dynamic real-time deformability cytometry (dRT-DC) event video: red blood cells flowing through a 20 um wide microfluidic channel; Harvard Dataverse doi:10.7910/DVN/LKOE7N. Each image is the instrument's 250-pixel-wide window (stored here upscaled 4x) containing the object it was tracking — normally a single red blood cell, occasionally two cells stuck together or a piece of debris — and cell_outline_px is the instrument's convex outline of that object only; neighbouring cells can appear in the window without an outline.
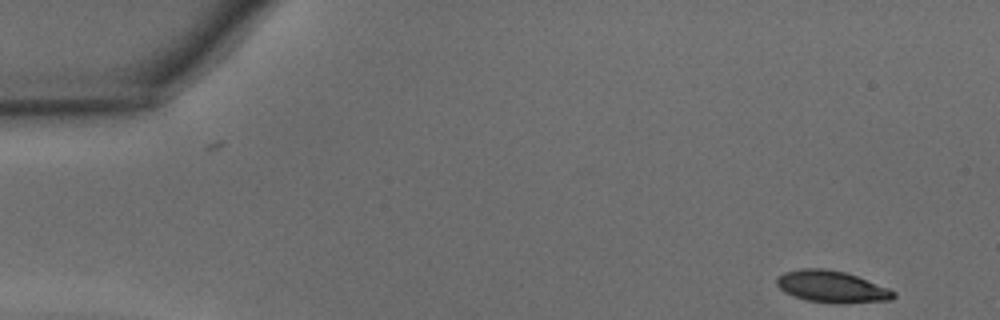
{"species": "common noctule bat (a hibernating species)", "species_latin": "Nyctalus noctula", "temperature_condition": "warm", "stored_images_in_passage": 35, "camera_frame_rate_fps": 3000, "um_per_image_px": 0.085, "animal": {"sex": "male", "body_mass_g": 15.6}, "frame": {"image": 1, "passage_image": 1, "time_ms": 0.0, "image_size_px": [1000, 320], "cell_outline_px": [[896, 296], [892, 300], [844, 304], [836, 304], [808, 300], [784, 292], [776, 284], [776, 276], [784, 272], [800, 268], [824, 268], [844, 272], [856, 276], [888, 288], [896, 292]], "centroid_in_image_um": [70.7, 24.37], "position_along_channel_um": 14.3, "area_um2": 21.73}}
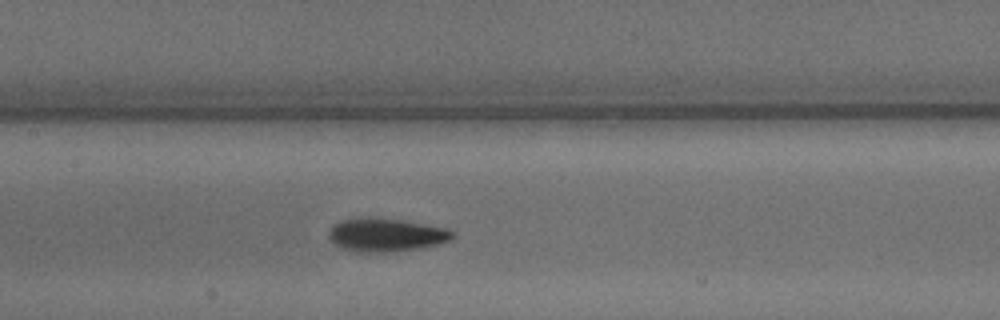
{"frame": {"image": 2, "passage_image": 20, "time_ms": 6.333, "image_size_px": [1000, 320], "cell_outline_px": [[456, 232], [448, 240], [436, 244], [416, 248], [388, 252], [368, 252], [340, 248], [328, 236], [328, 232], [332, 224], [344, 220], [360, 216], [368, 216], [400, 220], [448, 228]], "centroid_in_image_um": [32.77, 19.94], "position_along_channel_um": 174.6, "area_um2": 23.81}}
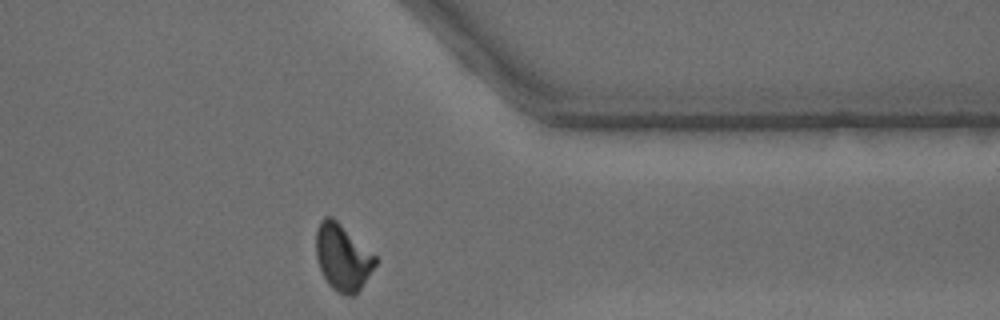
{"frame": {"image": 3, "passage_image": 35, "time_ms": 11.333, "image_size_px": [1000, 320], "cell_outline_px": [[376, 264], [360, 288], [352, 296], [344, 296], [336, 292], [328, 284], [320, 268], [316, 256], [316, 228], [320, 220], [324, 216], [332, 216], [376, 256]], "centroid_in_image_um": [29.09, 21.86], "position_along_channel_um": 382.3, "area_um2": 22.77}, "authors_computed_cell_mechanics": {"area_um2": 23.2356, "velocity_mm_per_s": 4.3407, "shape_relaxation_time_tau1_ms": 2.4736, "shape_relaxation_time_tau2_ms": 1.8153, "deformation_change_tau1": 0.1284, "deformation_change_tau2": 0.0743}}